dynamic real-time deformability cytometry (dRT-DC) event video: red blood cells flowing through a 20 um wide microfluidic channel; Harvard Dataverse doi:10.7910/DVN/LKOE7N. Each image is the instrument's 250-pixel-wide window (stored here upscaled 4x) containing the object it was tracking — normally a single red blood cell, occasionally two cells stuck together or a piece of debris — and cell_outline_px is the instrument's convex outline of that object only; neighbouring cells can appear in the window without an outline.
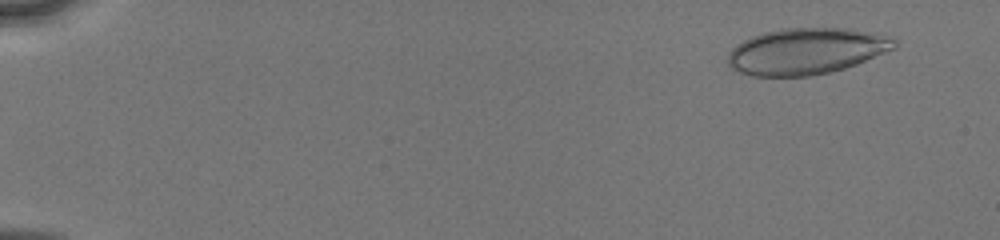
{"species": "human", "species_latin": "Homo sapiens", "temperature_condition": "cold", "stored_images_in_passage": 23, "camera_frame_rate_fps": 3000, "um_per_image_px": 0.085, "donor": {"sex": "male"}, "frame": {"image": 1, "passage_image": 5, "time_ms": 1.0, "image_size_px": [1000, 240], "cell_outline_px": [[896, 48], [856, 64], [844, 68], [812, 76], [752, 76], [740, 72], [732, 68], [728, 64], [728, 52], [736, 44], [752, 36], [764, 32], [784, 28], [848, 28], [896, 40]], "centroid_in_image_um": [68.47, 4.36], "position_along_channel_um": 16.5, "area_um2": 44.45}}
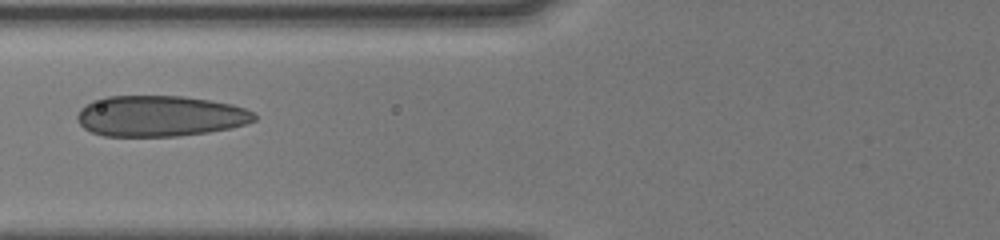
{"frame": {"image": 2, "passage_image": 17, "time_ms": 7.0, "image_size_px": [1000, 240], "cell_outline_px": [[256, 120], [232, 128], [208, 132], [180, 136], [104, 136], [92, 132], [84, 128], [76, 120], [76, 116], [80, 108], [92, 100], [104, 96], [184, 96], [232, 104], [244, 108], [252, 112], [256, 116]], "centroid_in_image_um": [13.56, 9.86], "position_along_channel_um": 112.2, "area_um2": 42.37}}
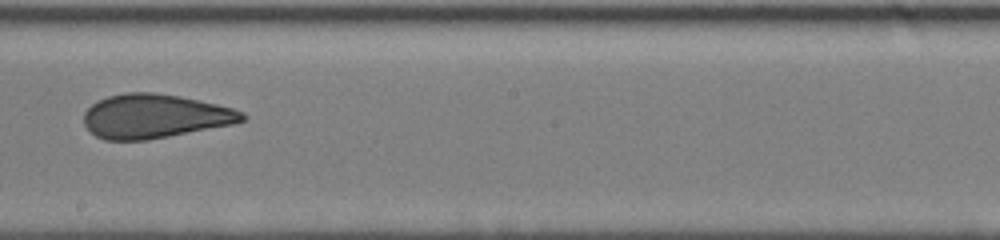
{"frame": {"image": 3, "passage_image": 23, "time_ms": 10.0, "image_size_px": [1000, 240], "cell_outline_px": [[248, 116], [244, 120], [232, 124], [148, 140], [104, 140], [96, 136], [84, 124], [84, 112], [92, 104], [108, 96], [124, 92], [152, 92], [180, 96], [216, 104], [232, 108], [244, 112]], "centroid_in_image_um": [13.15, 9.87], "position_along_channel_um": 235.1, "area_um2": 40.46}}